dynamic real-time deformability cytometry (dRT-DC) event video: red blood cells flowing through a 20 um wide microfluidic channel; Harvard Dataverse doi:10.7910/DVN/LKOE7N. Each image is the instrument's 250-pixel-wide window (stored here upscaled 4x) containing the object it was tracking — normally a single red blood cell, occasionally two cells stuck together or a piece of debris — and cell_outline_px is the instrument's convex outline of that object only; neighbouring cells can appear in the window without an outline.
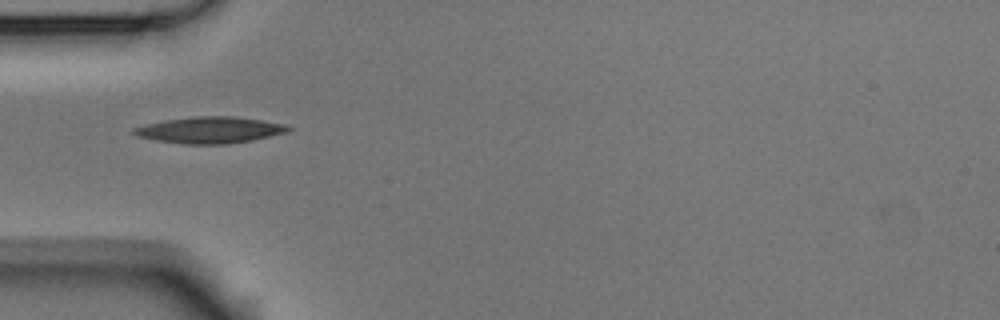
{"species": "Egyptian fruit bat (a non-hibernating species)", "species_latin": "Rousettus aegyptiacus", "temperature_condition": "room temperature", "stored_images_in_passage": 7, "camera_frame_rate_fps": 3000, "um_per_image_px": 0.085, "animal": {"sex": "male"}, "frame": {"image": 1, "passage_image": 4, "time_ms": 1.0, "image_size_px": [1000, 320], "cell_outline_px": [[292, 128], [288, 132], [252, 140], [228, 144], [184, 144], [156, 140], [136, 136], [132, 132], [132, 128], [164, 120], [196, 116], [232, 116], [288, 124]], "centroid_in_image_um": [17.86, 11.05], "position_along_channel_um": 67.1, "area_um2": 23.76}}
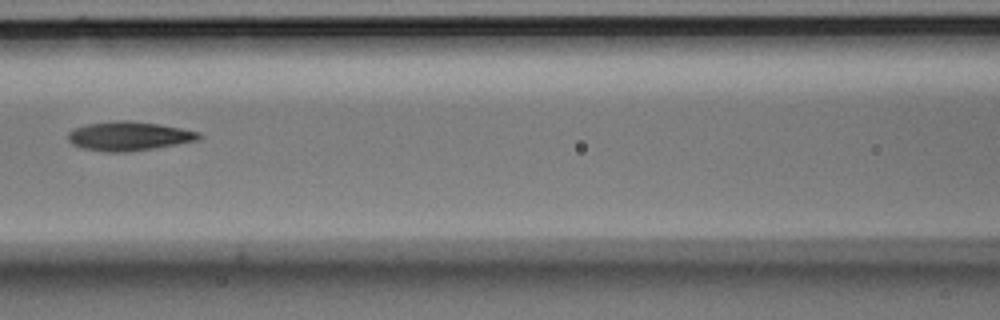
{"frame": {"image": 2, "passage_image": 6, "time_ms": 1.667, "image_size_px": [1000, 320], "cell_outline_px": [[200, 136], [196, 140], [176, 144], [128, 152], [108, 152], [84, 148], [72, 144], [68, 140], [68, 132], [72, 128], [84, 124], [112, 120], [128, 120], [160, 124], [200, 132]], "centroid_in_image_um": [10.88, 11.55], "position_along_channel_um": 155.7, "area_um2": 22.14}}
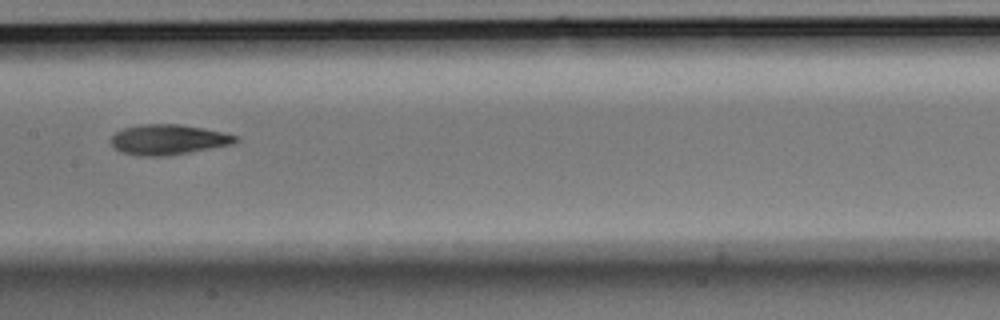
{"frame": {"image": 3, "passage_image": 7, "time_ms": 2.0, "image_size_px": [1000, 320], "cell_outline_px": [[240, 140], [232, 144], [212, 148], [168, 156], [140, 156], [120, 152], [108, 140], [116, 132], [124, 128], [140, 124], [180, 124], [204, 128], [224, 132], [240, 136]], "centroid_in_image_um": [14.32, 11.86], "position_along_channel_um": 193.1, "area_um2": 22.2}}